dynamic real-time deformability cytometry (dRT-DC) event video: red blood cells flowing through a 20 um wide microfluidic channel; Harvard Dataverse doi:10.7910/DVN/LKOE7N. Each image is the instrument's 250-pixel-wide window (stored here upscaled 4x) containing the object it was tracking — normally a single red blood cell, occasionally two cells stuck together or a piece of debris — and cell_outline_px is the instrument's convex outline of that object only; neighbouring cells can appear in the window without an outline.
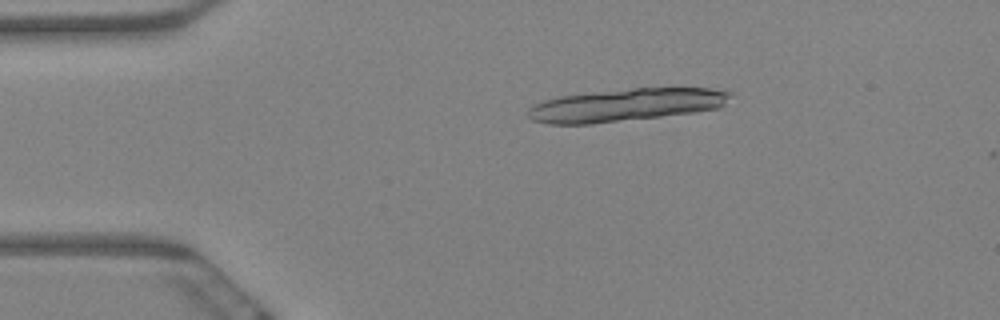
{"species": "Egyptian fruit bat (a non-hibernating species)", "species_latin": "Rousettus aegyptiacus", "temperature_condition": "warm", "stored_images_in_passage": 16, "camera_frame_rate_fps": 3000, "um_per_image_px": 0.085, "animal": {"sex": "female"}, "frame": {"image": 1, "passage_image": 3, "time_ms": 0.667, "image_size_px": [1000, 320], "cell_outline_px": [[732, 96], [720, 108], [692, 112], [660, 116], [592, 124], [548, 124], [532, 120], [528, 116], [528, 108], [544, 100], [560, 96], [632, 88], [708, 88], [732, 92]], "centroid_in_image_um": [53.2, 8.92], "position_along_channel_um": 31.8, "area_um2": 38.21}}